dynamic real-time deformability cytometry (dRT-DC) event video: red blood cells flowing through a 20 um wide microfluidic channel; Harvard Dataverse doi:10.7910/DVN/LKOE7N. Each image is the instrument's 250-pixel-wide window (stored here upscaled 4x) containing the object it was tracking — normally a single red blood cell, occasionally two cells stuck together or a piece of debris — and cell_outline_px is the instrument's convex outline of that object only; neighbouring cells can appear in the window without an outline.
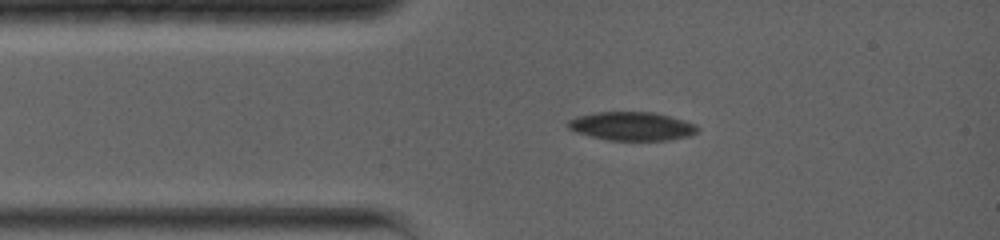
{"species": "common noctule bat (a hibernating species)", "species_latin": "Nyctalus noctula", "temperature_condition": "warm", "stored_images_in_passage": 62, "camera_frame_rate_fps": 5000, "um_per_image_px": 0.085, "animal": {"sex": "female", "body_mass_g": 19.0, "forearm_length_mm": 56.7}, "frame": {"image": 1, "passage_image": 11, "time_ms": 2.4, "image_size_px": [1000, 240], "cell_outline_px": [[700, 128], [696, 132], [688, 136], [672, 140], [608, 140], [576, 132], [568, 128], [568, 120], [576, 116], [596, 112], [652, 112], [684, 120], [696, 124]], "centroid_in_image_um": [53.71, 10.72], "position_along_channel_um": 31.3, "area_um2": 21.5}}
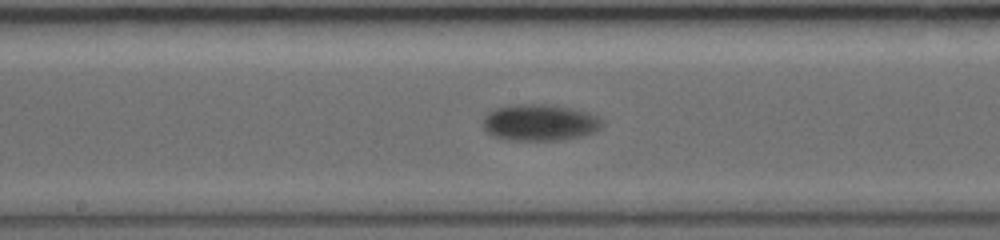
{"frame": {"image": 2, "passage_image": 33, "time_ms": 7.4, "image_size_px": [1000, 240], "cell_outline_px": [[604, 124], [596, 132], [580, 136], [560, 140], [508, 140], [492, 136], [484, 128], [484, 116], [488, 112], [496, 108], [516, 104], [548, 104], [572, 108], [588, 112], [600, 116], [604, 120]], "centroid_in_image_um": [45.93, 10.41], "position_along_channel_um": 202.3, "area_um2": 25.61}}
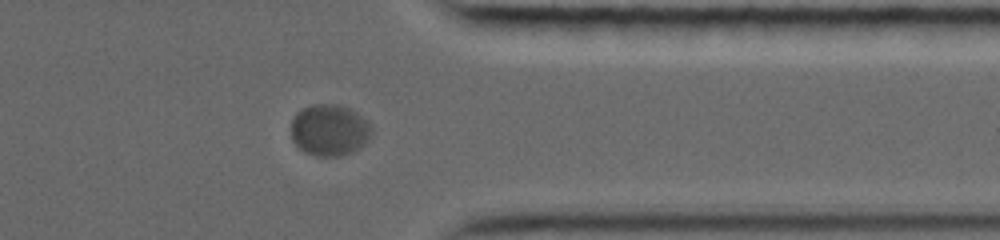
{"frame": {"image": 3, "passage_image": 53, "time_ms": 12.4, "image_size_px": [1000, 240], "cell_outline_px": [[372, 136], [364, 144], [352, 152], [340, 156], [316, 156], [304, 152], [292, 140], [292, 120], [296, 112], [312, 104], [340, 104], [356, 112], [372, 128]], "centroid_in_image_um": [28.0, 11.06], "position_along_channel_um": 383.4, "area_um2": 24.1}, "authors_computed_cell_mechanics": {"area_um2": 24.0448, "velocity_mm_per_s": 3.7094, "shape_relaxation_time_tau1_ms": 2.8058, "shape_relaxation_time_tau2_ms": null, "deformation_change_tau1": 0.1015, "deformation_change_tau2": null}}